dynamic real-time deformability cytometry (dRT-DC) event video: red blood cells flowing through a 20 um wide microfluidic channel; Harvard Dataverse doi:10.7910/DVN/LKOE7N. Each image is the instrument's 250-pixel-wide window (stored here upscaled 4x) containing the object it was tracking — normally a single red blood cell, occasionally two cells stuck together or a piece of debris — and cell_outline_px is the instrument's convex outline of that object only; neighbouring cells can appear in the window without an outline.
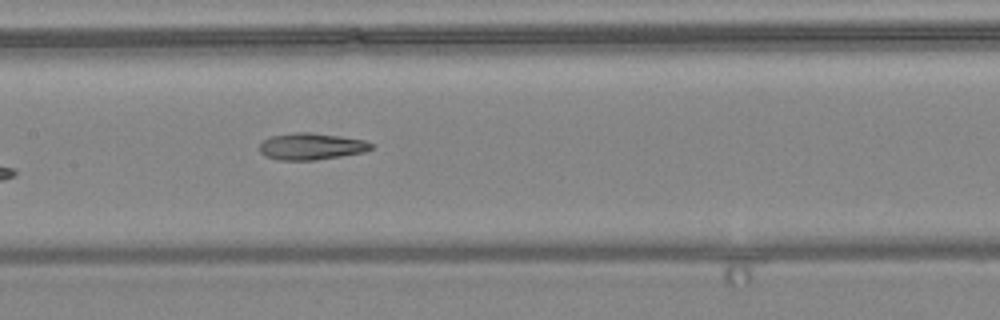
{"species": "common noctule bat (a hibernating species)", "species_latin": "Nyctalus noctula", "temperature_condition": "warm", "stored_images_in_passage": 8, "camera_frame_rate_fps": 3000, "um_per_image_px": 0.085, "animal": {"sex": "female", "body_mass_g": 24.6, "forearm_length_mm": 56.2}, "frame": {"image": 1, "passage_image": 8, "time_ms": 8.333, "image_size_px": [1000, 320], "cell_outline_px": [[376, 144], [372, 148], [364, 152], [316, 160], [276, 160], [264, 156], [260, 152], [260, 144], [264, 140], [272, 136], [292, 132], [308, 132], [364, 140]], "centroid_in_image_um": [26.44, 12.45], "position_along_channel_um": 181.0, "area_um2": 17.34}}